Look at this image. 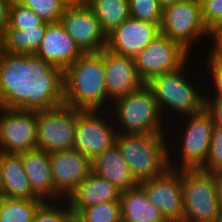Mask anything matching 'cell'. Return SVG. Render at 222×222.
Segmentation results:
<instances>
[{
    "label": "cell",
    "mask_w": 222,
    "mask_h": 222,
    "mask_svg": "<svg viewBox=\"0 0 222 222\" xmlns=\"http://www.w3.org/2000/svg\"><path fill=\"white\" fill-rule=\"evenodd\" d=\"M31 9L44 22H60L67 5L73 0H16Z\"/></svg>",
    "instance_id": "27"
},
{
    "label": "cell",
    "mask_w": 222,
    "mask_h": 222,
    "mask_svg": "<svg viewBox=\"0 0 222 222\" xmlns=\"http://www.w3.org/2000/svg\"><path fill=\"white\" fill-rule=\"evenodd\" d=\"M160 33L190 52L192 42L209 36L202 21L201 4L197 0H181L162 8Z\"/></svg>",
    "instance_id": "8"
},
{
    "label": "cell",
    "mask_w": 222,
    "mask_h": 222,
    "mask_svg": "<svg viewBox=\"0 0 222 222\" xmlns=\"http://www.w3.org/2000/svg\"><path fill=\"white\" fill-rule=\"evenodd\" d=\"M209 36L215 41L208 60L215 64H222V25L212 29Z\"/></svg>",
    "instance_id": "34"
},
{
    "label": "cell",
    "mask_w": 222,
    "mask_h": 222,
    "mask_svg": "<svg viewBox=\"0 0 222 222\" xmlns=\"http://www.w3.org/2000/svg\"><path fill=\"white\" fill-rule=\"evenodd\" d=\"M187 60L180 68L151 78L146 86L152 91L160 113L169 107L181 115L197 114L205 108V95L182 74ZM197 90V91H196ZM165 105V106H164Z\"/></svg>",
    "instance_id": "5"
},
{
    "label": "cell",
    "mask_w": 222,
    "mask_h": 222,
    "mask_svg": "<svg viewBox=\"0 0 222 222\" xmlns=\"http://www.w3.org/2000/svg\"><path fill=\"white\" fill-rule=\"evenodd\" d=\"M67 222H85L78 214L72 213Z\"/></svg>",
    "instance_id": "40"
},
{
    "label": "cell",
    "mask_w": 222,
    "mask_h": 222,
    "mask_svg": "<svg viewBox=\"0 0 222 222\" xmlns=\"http://www.w3.org/2000/svg\"><path fill=\"white\" fill-rule=\"evenodd\" d=\"M201 5L207 0H197Z\"/></svg>",
    "instance_id": "44"
},
{
    "label": "cell",
    "mask_w": 222,
    "mask_h": 222,
    "mask_svg": "<svg viewBox=\"0 0 222 222\" xmlns=\"http://www.w3.org/2000/svg\"><path fill=\"white\" fill-rule=\"evenodd\" d=\"M216 182L217 195L219 197V202L222 207V168H219L215 172H213Z\"/></svg>",
    "instance_id": "38"
},
{
    "label": "cell",
    "mask_w": 222,
    "mask_h": 222,
    "mask_svg": "<svg viewBox=\"0 0 222 222\" xmlns=\"http://www.w3.org/2000/svg\"><path fill=\"white\" fill-rule=\"evenodd\" d=\"M207 61H209L207 65H209L208 67H210V71L212 70L211 76L213 77L212 80L215 83V98H222V64H215L208 59Z\"/></svg>",
    "instance_id": "36"
},
{
    "label": "cell",
    "mask_w": 222,
    "mask_h": 222,
    "mask_svg": "<svg viewBox=\"0 0 222 222\" xmlns=\"http://www.w3.org/2000/svg\"><path fill=\"white\" fill-rule=\"evenodd\" d=\"M159 34V26L130 17L107 34L106 48L113 53L134 58Z\"/></svg>",
    "instance_id": "16"
},
{
    "label": "cell",
    "mask_w": 222,
    "mask_h": 222,
    "mask_svg": "<svg viewBox=\"0 0 222 222\" xmlns=\"http://www.w3.org/2000/svg\"><path fill=\"white\" fill-rule=\"evenodd\" d=\"M157 1H158V4L162 8H164V7L168 6V5L174 4V3L178 2V1H181V0H157Z\"/></svg>",
    "instance_id": "39"
},
{
    "label": "cell",
    "mask_w": 222,
    "mask_h": 222,
    "mask_svg": "<svg viewBox=\"0 0 222 222\" xmlns=\"http://www.w3.org/2000/svg\"><path fill=\"white\" fill-rule=\"evenodd\" d=\"M219 168H222V127L214 124L207 161L201 169L213 173Z\"/></svg>",
    "instance_id": "32"
},
{
    "label": "cell",
    "mask_w": 222,
    "mask_h": 222,
    "mask_svg": "<svg viewBox=\"0 0 222 222\" xmlns=\"http://www.w3.org/2000/svg\"><path fill=\"white\" fill-rule=\"evenodd\" d=\"M189 123L184 129L182 136V150L180 155L181 169L202 168L209 154L210 142L213 130V120L211 114L204 108L197 114L187 116Z\"/></svg>",
    "instance_id": "14"
},
{
    "label": "cell",
    "mask_w": 222,
    "mask_h": 222,
    "mask_svg": "<svg viewBox=\"0 0 222 222\" xmlns=\"http://www.w3.org/2000/svg\"><path fill=\"white\" fill-rule=\"evenodd\" d=\"M115 118L121 124L118 134H164L159 108L146 84L114 102ZM161 118V119H160ZM121 131V133H120Z\"/></svg>",
    "instance_id": "6"
},
{
    "label": "cell",
    "mask_w": 222,
    "mask_h": 222,
    "mask_svg": "<svg viewBox=\"0 0 222 222\" xmlns=\"http://www.w3.org/2000/svg\"><path fill=\"white\" fill-rule=\"evenodd\" d=\"M119 201L122 222H167L140 184L122 191Z\"/></svg>",
    "instance_id": "23"
},
{
    "label": "cell",
    "mask_w": 222,
    "mask_h": 222,
    "mask_svg": "<svg viewBox=\"0 0 222 222\" xmlns=\"http://www.w3.org/2000/svg\"><path fill=\"white\" fill-rule=\"evenodd\" d=\"M64 104V71L36 55L3 51L0 105L6 109L44 110Z\"/></svg>",
    "instance_id": "1"
},
{
    "label": "cell",
    "mask_w": 222,
    "mask_h": 222,
    "mask_svg": "<svg viewBox=\"0 0 222 222\" xmlns=\"http://www.w3.org/2000/svg\"><path fill=\"white\" fill-rule=\"evenodd\" d=\"M171 155L169 153V168L164 173L151 180L143 181L140 185L167 222H182L183 189L181 169L179 170V166L177 168L171 163Z\"/></svg>",
    "instance_id": "12"
},
{
    "label": "cell",
    "mask_w": 222,
    "mask_h": 222,
    "mask_svg": "<svg viewBox=\"0 0 222 222\" xmlns=\"http://www.w3.org/2000/svg\"><path fill=\"white\" fill-rule=\"evenodd\" d=\"M131 18L153 23L160 27L162 7L157 0H129Z\"/></svg>",
    "instance_id": "30"
},
{
    "label": "cell",
    "mask_w": 222,
    "mask_h": 222,
    "mask_svg": "<svg viewBox=\"0 0 222 222\" xmlns=\"http://www.w3.org/2000/svg\"><path fill=\"white\" fill-rule=\"evenodd\" d=\"M48 22L37 28L6 30L3 35L4 51L14 54L35 55L47 29Z\"/></svg>",
    "instance_id": "25"
},
{
    "label": "cell",
    "mask_w": 222,
    "mask_h": 222,
    "mask_svg": "<svg viewBox=\"0 0 222 222\" xmlns=\"http://www.w3.org/2000/svg\"><path fill=\"white\" fill-rule=\"evenodd\" d=\"M60 23L83 53L99 52L106 48L107 35L84 0L71 1L65 8Z\"/></svg>",
    "instance_id": "10"
},
{
    "label": "cell",
    "mask_w": 222,
    "mask_h": 222,
    "mask_svg": "<svg viewBox=\"0 0 222 222\" xmlns=\"http://www.w3.org/2000/svg\"><path fill=\"white\" fill-rule=\"evenodd\" d=\"M78 215L85 222H122L120 201H109L87 207Z\"/></svg>",
    "instance_id": "28"
},
{
    "label": "cell",
    "mask_w": 222,
    "mask_h": 222,
    "mask_svg": "<svg viewBox=\"0 0 222 222\" xmlns=\"http://www.w3.org/2000/svg\"><path fill=\"white\" fill-rule=\"evenodd\" d=\"M55 189L67 198L92 172L91 160L76 149L49 153Z\"/></svg>",
    "instance_id": "17"
},
{
    "label": "cell",
    "mask_w": 222,
    "mask_h": 222,
    "mask_svg": "<svg viewBox=\"0 0 222 222\" xmlns=\"http://www.w3.org/2000/svg\"><path fill=\"white\" fill-rule=\"evenodd\" d=\"M21 160L32 192L39 199L48 201L52 197H57L56 200L63 197L55 189L49 153L36 148L21 153Z\"/></svg>",
    "instance_id": "19"
},
{
    "label": "cell",
    "mask_w": 222,
    "mask_h": 222,
    "mask_svg": "<svg viewBox=\"0 0 222 222\" xmlns=\"http://www.w3.org/2000/svg\"><path fill=\"white\" fill-rule=\"evenodd\" d=\"M165 140L164 134H117L115 144L138 184L169 168L170 149Z\"/></svg>",
    "instance_id": "3"
},
{
    "label": "cell",
    "mask_w": 222,
    "mask_h": 222,
    "mask_svg": "<svg viewBox=\"0 0 222 222\" xmlns=\"http://www.w3.org/2000/svg\"><path fill=\"white\" fill-rule=\"evenodd\" d=\"M215 222H222V213H221V215L219 216V218Z\"/></svg>",
    "instance_id": "43"
},
{
    "label": "cell",
    "mask_w": 222,
    "mask_h": 222,
    "mask_svg": "<svg viewBox=\"0 0 222 222\" xmlns=\"http://www.w3.org/2000/svg\"><path fill=\"white\" fill-rule=\"evenodd\" d=\"M91 163L95 175L107 179L121 191L138 185L116 144L96 156Z\"/></svg>",
    "instance_id": "21"
},
{
    "label": "cell",
    "mask_w": 222,
    "mask_h": 222,
    "mask_svg": "<svg viewBox=\"0 0 222 222\" xmlns=\"http://www.w3.org/2000/svg\"><path fill=\"white\" fill-rule=\"evenodd\" d=\"M183 189L182 222H215L222 213L212 172L181 169Z\"/></svg>",
    "instance_id": "4"
},
{
    "label": "cell",
    "mask_w": 222,
    "mask_h": 222,
    "mask_svg": "<svg viewBox=\"0 0 222 222\" xmlns=\"http://www.w3.org/2000/svg\"><path fill=\"white\" fill-rule=\"evenodd\" d=\"M12 0H0V33L4 35L9 24V8Z\"/></svg>",
    "instance_id": "37"
},
{
    "label": "cell",
    "mask_w": 222,
    "mask_h": 222,
    "mask_svg": "<svg viewBox=\"0 0 222 222\" xmlns=\"http://www.w3.org/2000/svg\"><path fill=\"white\" fill-rule=\"evenodd\" d=\"M83 52L66 33L60 22L48 23L40 47L35 53L49 64L65 71Z\"/></svg>",
    "instance_id": "18"
},
{
    "label": "cell",
    "mask_w": 222,
    "mask_h": 222,
    "mask_svg": "<svg viewBox=\"0 0 222 222\" xmlns=\"http://www.w3.org/2000/svg\"><path fill=\"white\" fill-rule=\"evenodd\" d=\"M56 205L44 201L35 212L32 222H67L73 213L69 204L66 203V209L61 207L59 209Z\"/></svg>",
    "instance_id": "31"
},
{
    "label": "cell",
    "mask_w": 222,
    "mask_h": 222,
    "mask_svg": "<svg viewBox=\"0 0 222 222\" xmlns=\"http://www.w3.org/2000/svg\"><path fill=\"white\" fill-rule=\"evenodd\" d=\"M44 21L31 9L12 0L9 8V24L6 30H25L37 28Z\"/></svg>",
    "instance_id": "29"
},
{
    "label": "cell",
    "mask_w": 222,
    "mask_h": 222,
    "mask_svg": "<svg viewBox=\"0 0 222 222\" xmlns=\"http://www.w3.org/2000/svg\"><path fill=\"white\" fill-rule=\"evenodd\" d=\"M106 99L109 100L103 55L83 53L64 71V104L84 111H101Z\"/></svg>",
    "instance_id": "2"
},
{
    "label": "cell",
    "mask_w": 222,
    "mask_h": 222,
    "mask_svg": "<svg viewBox=\"0 0 222 222\" xmlns=\"http://www.w3.org/2000/svg\"><path fill=\"white\" fill-rule=\"evenodd\" d=\"M83 111L66 104L38 110L37 148L47 153L73 149L78 117Z\"/></svg>",
    "instance_id": "7"
},
{
    "label": "cell",
    "mask_w": 222,
    "mask_h": 222,
    "mask_svg": "<svg viewBox=\"0 0 222 222\" xmlns=\"http://www.w3.org/2000/svg\"><path fill=\"white\" fill-rule=\"evenodd\" d=\"M0 167L2 197L41 200L32 192L22 165L21 154L0 153Z\"/></svg>",
    "instance_id": "22"
},
{
    "label": "cell",
    "mask_w": 222,
    "mask_h": 222,
    "mask_svg": "<svg viewBox=\"0 0 222 222\" xmlns=\"http://www.w3.org/2000/svg\"><path fill=\"white\" fill-rule=\"evenodd\" d=\"M209 99L205 98V109L211 114L213 123L222 127V98Z\"/></svg>",
    "instance_id": "35"
},
{
    "label": "cell",
    "mask_w": 222,
    "mask_h": 222,
    "mask_svg": "<svg viewBox=\"0 0 222 222\" xmlns=\"http://www.w3.org/2000/svg\"><path fill=\"white\" fill-rule=\"evenodd\" d=\"M100 22L102 30L109 34L130 18L129 0H84Z\"/></svg>",
    "instance_id": "24"
},
{
    "label": "cell",
    "mask_w": 222,
    "mask_h": 222,
    "mask_svg": "<svg viewBox=\"0 0 222 222\" xmlns=\"http://www.w3.org/2000/svg\"><path fill=\"white\" fill-rule=\"evenodd\" d=\"M202 21L210 32L222 25V0H207L201 5Z\"/></svg>",
    "instance_id": "33"
},
{
    "label": "cell",
    "mask_w": 222,
    "mask_h": 222,
    "mask_svg": "<svg viewBox=\"0 0 222 222\" xmlns=\"http://www.w3.org/2000/svg\"><path fill=\"white\" fill-rule=\"evenodd\" d=\"M0 111V153L21 154L36 149L38 110Z\"/></svg>",
    "instance_id": "9"
},
{
    "label": "cell",
    "mask_w": 222,
    "mask_h": 222,
    "mask_svg": "<svg viewBox=\"0 0 222 222\" xmlns=\"http://www.w3.org/2000/svg\"><path fill=\"white\" fill-rule=\"evenodd\" d=\"M188 57L189 52L179 43L160 33L134 57V62L139 77L146 84L156 75L180 68Z\"/></svg>",
    "instance_id": "11"
},
{
    "label": "cell",
    "mask_w": 222,
    "mask_h": 222,
    "mask_svg": "<svg viewBox=\"0 0 222 222\" xmlns=\"http://www.w3.org/2000/svg\"><path fill=\"white\" fill-rule=\"evenodd\" d=\"M99 52L104 59L105 84L111 101L114 102L145 85L138 75L133 57L113 53L107 48Z\"/></svg>",
    "instance_id": "15"
},
{
    "label": "cell",
    "mask_w": 222,
    "mask_h": 222,
    "mask_svg": "<svg viewBox=\"0 0 222 222\" xmlns=\"http://www.w3.org/2000/svg\"><path fill=\"white\" fill-rule=\"evenodd\" d=\"M1 190H2V173H1V167H0V196H1Z\"/></svg>",
    "instance_id": "42"
},
{
    "label": "cell",
    "mask_w": 222,
    "mask_h": 222,
    "mask_svg": "<svg viewBox=\"0 0 222 222\" xmlns=\"http://www.w3.org/2000/svg\"><path fill=\"white\" fill-rule=\"evenodd\" d=\"M43 202L0 196V222H32L35 212Z\"/></svg>",
    "instance_id": "26"
},
{
    "label": "cell",
    "mask_w": 222,
    "mask_h": 222,
    "mask_svg": "<svg viewBox=\"0 0 222 222\" xmlns=\"http://www.w3.org/2000/svg\"><path fill=\"white\" fill-rule=\"evenodd\" d=\"M97 110L83 111L77 121L73 149L91 161L116 142L117 130ZM100 114V115H99ZM99 115V117H98Z\"/></svg>",
    "instance_id": "13"
},
{
    "label": "cell",
    "mask_w": 222,
    "mask_h": 222,
    "mask_svg": "<svg viewBox=\"0 0 222 222\" xmlns=\"http://www.w3.org/2000/svg\"><path fill=\"white\" fill-rule=\"evenodd\" d=\"M122 191L107 179L91 172L67 197L73 213L109 201H119Z\"/></svg>",
    "instance_id": "20"
},
{
    "label": "cell",
    "mask_w": 222,
    "mask_h": 222,
    "mask_svg": "<svg viewBox=\"0 0 222 222\" xmlns=\"http://www.w3.org/2000/svg\"><path fill=\"white\" fill-rule=\"evenodd\" d=\"M3 51H4L3 34L0 33V57Z\"/></svg>",
    "instance_id": "41"
}]
</instances>
